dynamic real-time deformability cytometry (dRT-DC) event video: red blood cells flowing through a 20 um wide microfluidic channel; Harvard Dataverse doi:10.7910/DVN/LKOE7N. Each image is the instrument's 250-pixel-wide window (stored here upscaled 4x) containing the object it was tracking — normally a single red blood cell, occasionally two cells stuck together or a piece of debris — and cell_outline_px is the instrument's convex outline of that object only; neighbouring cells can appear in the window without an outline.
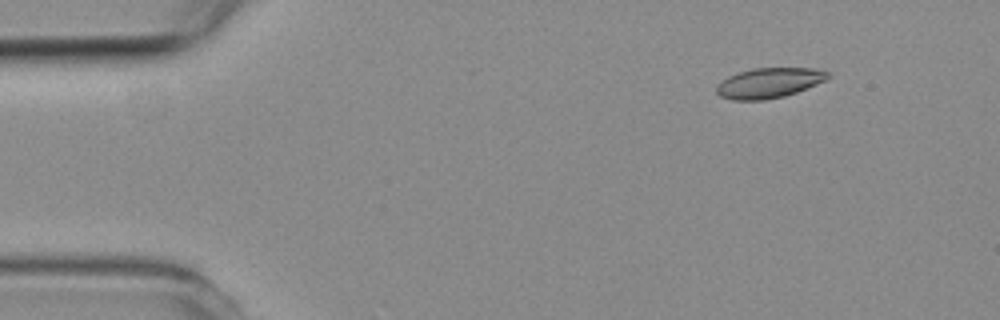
{"species": "common noctule bat (a hibernating species)", "species_latin": "Nyctalus noctula", "temperature_condition": "room temperature", "stored_images_in_passage": 3, "camera_frame_rate_fps": 3000, "um_per_image_px": 0.085, "animal": {"sex": "female", "body_mass_g": 19.3, "forearm_length_mm": 54.1}, "frame": {"image": 1, "passage_image": 2, "time_ms": 1.0, "image_size_px": [1000, 320], "cell_outline_px": [[832, 76], [816, 84], [796, 92], [784, 96], [764, 100], [732, 100], [720, 96], [716, 92], [716, 88], [728, 76], [752, 68], [816, 68], [828, 72]], "centroid_in_image_um": [65.38, 7.04], "position_along_channel_um": 19.6, "area_um2": 19.36}}